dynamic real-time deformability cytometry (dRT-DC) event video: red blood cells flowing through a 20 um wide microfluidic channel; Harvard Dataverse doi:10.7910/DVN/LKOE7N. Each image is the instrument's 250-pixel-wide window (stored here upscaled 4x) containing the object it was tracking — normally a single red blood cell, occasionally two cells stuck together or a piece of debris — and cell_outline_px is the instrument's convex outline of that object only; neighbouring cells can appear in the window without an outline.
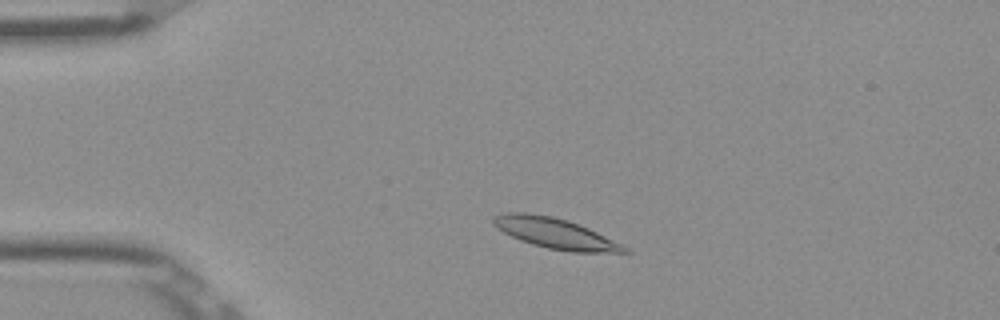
{"species": "Egyptian fruit bat (a non-hibernating species)", "species_latin": "Rousettus aegyptiacus", "temperature_condition": "room temperature", "stored_images_in_passage": 48, "camera_frame_rate_fps": 3000, "um_per_image_px": 0.085, "frame": {"image": 1, "passage_image": 7, "time_ms": 2.0, "image_size_px": [1000, 320], "cell_outline_px": [[632, 252], [572, 252], [548, 248], [532, 244], [520, 240], [496, 228], [492, 224], [492, 216], [504, 212], [528, 212], [552, 216], [568, 220], [588, 228], [628, 248]], "centroid_in_image_um": [47.12, 19.81], "position_along_channel_um": 37.9, "area_um2": 23.12}}
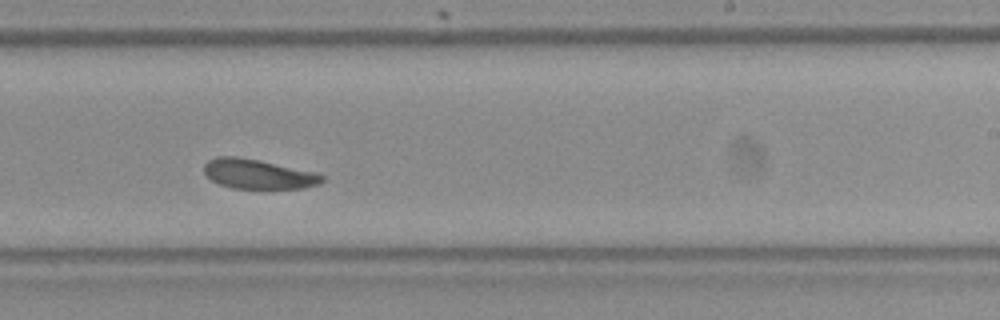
{"frame": {"image": 2, "passage_image": 28, "time_ms": 9.0, "image_size_px": [1000, 320], "cell_outline_px": [[324, 180], [320, 184], [304, 188], [232, 188], [220, 184], [212, 180], [204, 172], [204, 164], [208, 160], [216, 156], [236, 156], [260, 160], [320, 172], [324, 176]], "centroid_in_image_um": [22.0, 14.78], "position_along_channel_um": 267.0, "area_um2": 20.63}}
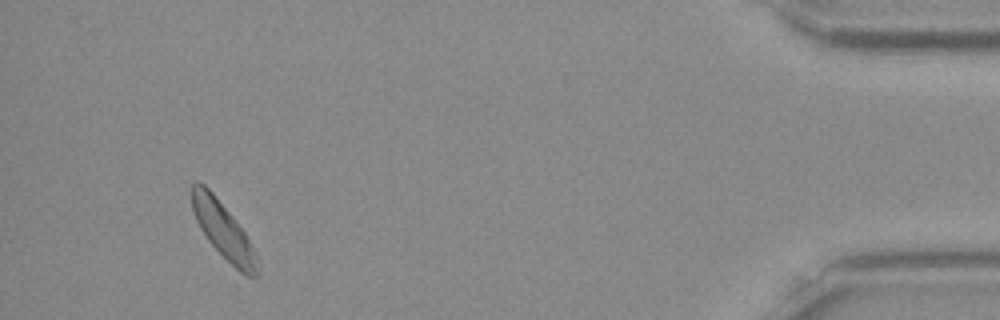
{"frame": {"image": 3, "passage_image": 45, "time_ms": 14.667, "image_size_px": [1000, 320], "cell_outline_px": [[256, 276], [248, 276], [240, 272], [208, 240], [200, 228], [196, 220], [192, 208], [192, 184], [196, 180], [204, 184], [212, 192], [232, 216], [244, 232], [256, 252]], "centroid_in_image_um": [18.94, 19.54], "position_along_channel_um": 416.3, "area_um2": 20.63}, "authors_computed_cell_mechanics": {"area_um2": 21.5883, "velocity_mm_per_s": 3.82, "shape_relaxation_time_tau1_ms": 3.9348, "shape_relaxation_time_tau2_ms": 4.3431, "deformation_change_tau1": 0.107, "deformation_change_tau2": 0.1102}}